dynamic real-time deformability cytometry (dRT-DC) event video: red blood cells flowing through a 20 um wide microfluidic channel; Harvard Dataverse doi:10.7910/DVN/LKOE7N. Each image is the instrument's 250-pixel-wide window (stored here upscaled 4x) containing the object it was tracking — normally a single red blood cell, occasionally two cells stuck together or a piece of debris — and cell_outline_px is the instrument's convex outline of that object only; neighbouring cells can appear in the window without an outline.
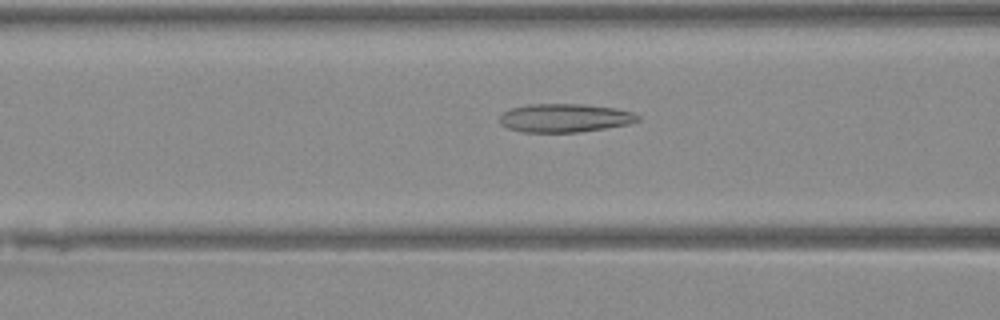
{"species": "Egyptian fruit bat (a non-hibernating species)", "species_latin": "Rousettus aegyptiacus", "temperature_condition": "warm", "stored_images_in_passage": 19, "camera_frame_rate_fps": 3000, "um_per_image_px": 0.085, "animal": {"sex": "female"}, "frame": {"image": 1, "passage_image": 8, "time_ms": 2.333, "image_size_px": [1000, 320], "cell_outline_px": [[640, 120], [628, 124], [580, 132], [524, 132], [508, 128], [500, 124], [500, 116], [504, 112], [512, 108], [528, 104], [584, 104], [616, 108], [632, 112], [640, 116]], "centroid_in_image_um": [48.01, 10.02], "position_along_channel_um": 118.6, "area_um2": 22.89}}
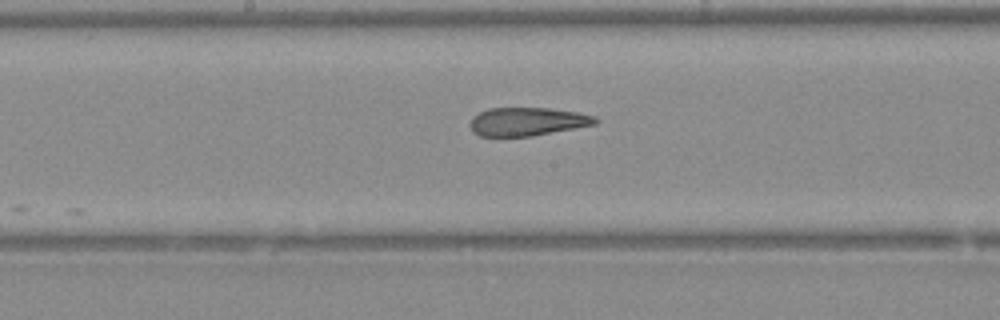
{"frame": {"image": 2, "passage_image": 14, "time_ms": 4.333, "image_size_px": [1000, 320], "cell_outline_px": [[600, 120], [596, 124], [532, 136], [480, 136], [472, 132], [468, 124], [472, 116], [488, 108], [548, 108], [580, 112], [596, 116]], "centroid_in_image_um": [44.82, 10.33], "position_along_channel_um": 203.4, "area_um2": 20.92}}
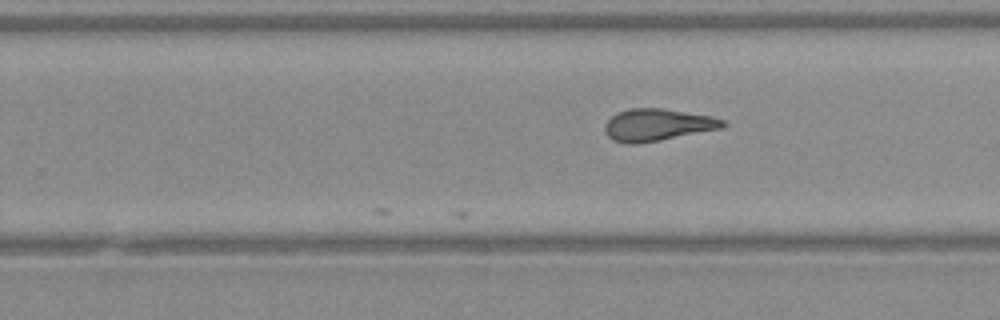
{"frame": {"image": 3, "passage_image": 19, "time_ms": 6.0, "image_size_px": [1000, 320], "cell_outline_px": [[728, 124], [724, 128], [660, 140], [636, 144], [624, 144], [612, 140], [604, 132], [604, 124], [616, 112], [628, 108], [660, 108], [712, 116], [724, 120]], "centroid_in_image_um": [55.86, 10.62], "position_along_channel_um": 273.9, "area_um2": 22.31}}